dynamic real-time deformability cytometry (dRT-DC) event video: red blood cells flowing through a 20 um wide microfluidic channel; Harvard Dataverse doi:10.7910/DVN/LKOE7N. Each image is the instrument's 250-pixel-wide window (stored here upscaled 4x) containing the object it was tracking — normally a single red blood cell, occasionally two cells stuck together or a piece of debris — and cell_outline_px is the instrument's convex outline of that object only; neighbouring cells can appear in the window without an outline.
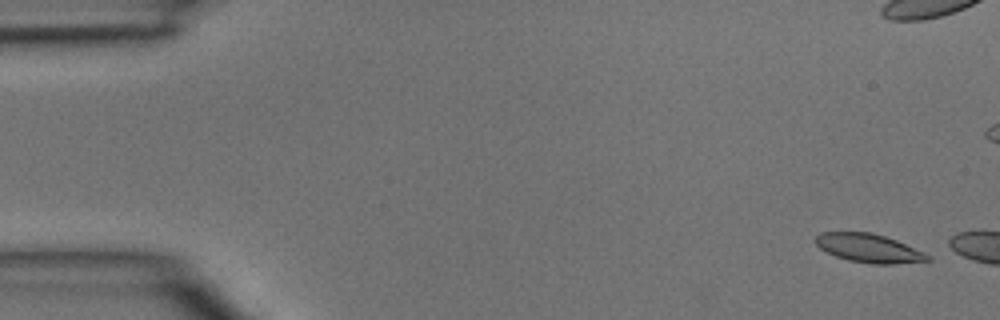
{"species": "common noctule bat (a hibernating species)", "species_latin": "Nyctalus noctula", "temperature_condition": "room temperature", "stored_images_in_passage": 2, "camera_frame_rate_fps": 3000, "um_per_image_px": 0.085, "animal": {"sex": "male", "body_mass_g": 15.6}, "frame": {"image": 1, "passage_image": 1, "time_ms": 0.0, "image_size_px": [1000, 320], "cell_outline_px": [[932, 260], [892, 264], [872, 264], [848, 260], [836, 256], [820, 248], [816, 244], [816, 236], [820, 232], [872, 232], [896, 240], [924, 252]], "centroid_in_image_um": [73.84, 21.09], "position_along_channel_um": 11.2, "area_um2": 18.5}}